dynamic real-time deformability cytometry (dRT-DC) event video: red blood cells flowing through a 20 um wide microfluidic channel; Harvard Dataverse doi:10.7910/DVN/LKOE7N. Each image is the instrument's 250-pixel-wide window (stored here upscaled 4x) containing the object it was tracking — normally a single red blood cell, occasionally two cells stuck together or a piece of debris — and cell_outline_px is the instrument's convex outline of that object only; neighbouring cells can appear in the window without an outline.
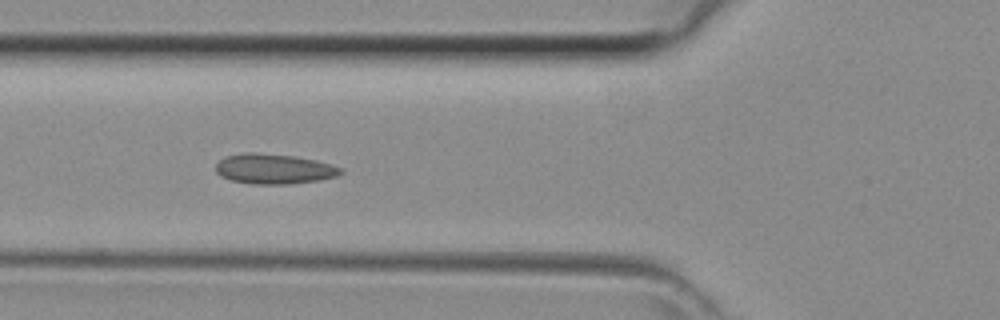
{"species": "common noctule bat (a hibernating species)", "species_latin": "Nyctalus noctula", "temperature_condition": "room temperature", "stored_images_in_passage": 35, "camera_frame_rate_fps": 3000, "um_per_image_px": 0.085, "animal": {"sex": "female", "body_mass_g": 29.2, "forearm_length_mm": 56.3}, "frame": {"image": 1, "passage_image": 8, "time_ms": 2.333, "image_size_px": [1000, 320], "cell_outline_px": [[344, 172], [336, 176], [320, 180], [288, 184], [252, 184], [232, 180], [220, 176], [216, 172], [216, 164], [224, 156], [244, 152], [252, 152], [292, 156], [316, 160], [332, 164], [340, 168]], "centroid_in_image_um": [23.27, 14.35], "position_along_channel_um": 102.5, "area_um2": 21.91}}
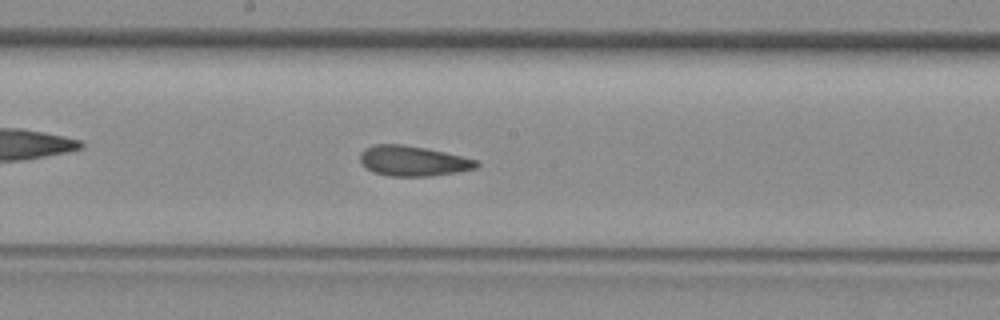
{"frame": {"image": 2, "passage_image": 15, "time_ms": 4.667, "image_size_px": [1000, 320], "cell_outline_px": [[480, 164], [476, 168], [456, 172], [428, 176], [388, 176], [372, 172], [360, 160], [360, 152], [364, 148], [376, 144], [400, 144], [428, 148], [476, 160]], "centroid_in_image_um": [35.08, 13.67], "position_along_channel_um": 213.1, "area_um2": 20.35}}
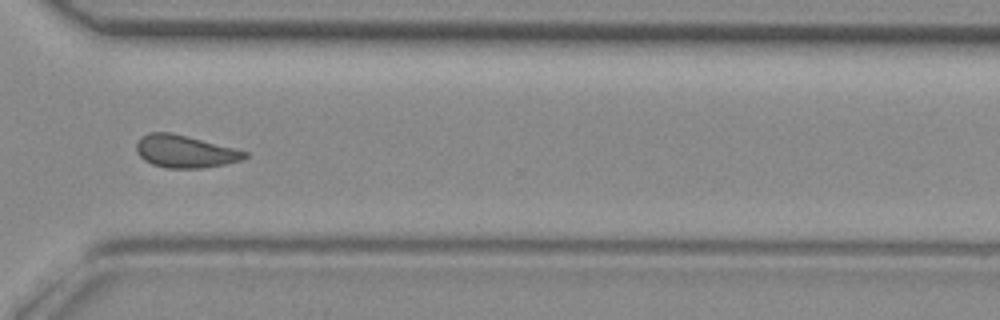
{"frame": {"image": 3, "passage_image": 24, "time_ms": 7.667, "image_size_px": [1000, 320], "cell_outline_px": [[248, 156], [240, 160], [224, 164], [204, 168], [164, 168], [152, 164], [144, 160], [136, 152], [136, 144], [140, 136], [148, 132], [172, 132], [236, 148], [248, 152]], "centroid_in_image_um": [15.7, 12.86], "position_along_channel_um": 354.9, "area_um2": 20.75}}